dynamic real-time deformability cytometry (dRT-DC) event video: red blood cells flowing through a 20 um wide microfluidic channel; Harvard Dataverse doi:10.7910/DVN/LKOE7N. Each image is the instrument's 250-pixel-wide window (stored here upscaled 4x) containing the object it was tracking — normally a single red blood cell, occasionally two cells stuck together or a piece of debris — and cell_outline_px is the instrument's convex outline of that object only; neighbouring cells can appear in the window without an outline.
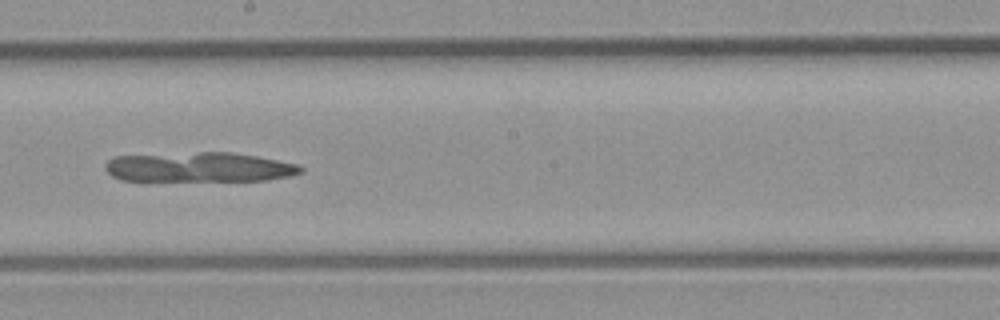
{"species": "common noctule bat (a hibernating species)", "species_latin": "Nyctalus noctula", "temperature_condition": "room temperature", "stored_images_in_passage": 42, "segment_of_instrument_passage": [1, 2], "camera_frame_rate_fps": 3000, "um_per_image_px": 0.085, "animal": {"sex": "male", "body_mass_g": 23.1, "forearm_length_mm": 52.7}, "frame": {"image": 1, "passage_image": 23, "time_ms": 7.333, "image_size_px": [1000, 320], "cell_outline_px": [[304, 172], [288, 176], [268, 180], [120, 180], [112, 176], [104, 168], [104, 164], [112, 156], [200, 152], [232, 152], [256, 156], [300, 164], [304, 168]], "centroid_in_image_um": [16.94, 14.2], "position_along_channel_um": 231.3, "area_um2": 33.87}}